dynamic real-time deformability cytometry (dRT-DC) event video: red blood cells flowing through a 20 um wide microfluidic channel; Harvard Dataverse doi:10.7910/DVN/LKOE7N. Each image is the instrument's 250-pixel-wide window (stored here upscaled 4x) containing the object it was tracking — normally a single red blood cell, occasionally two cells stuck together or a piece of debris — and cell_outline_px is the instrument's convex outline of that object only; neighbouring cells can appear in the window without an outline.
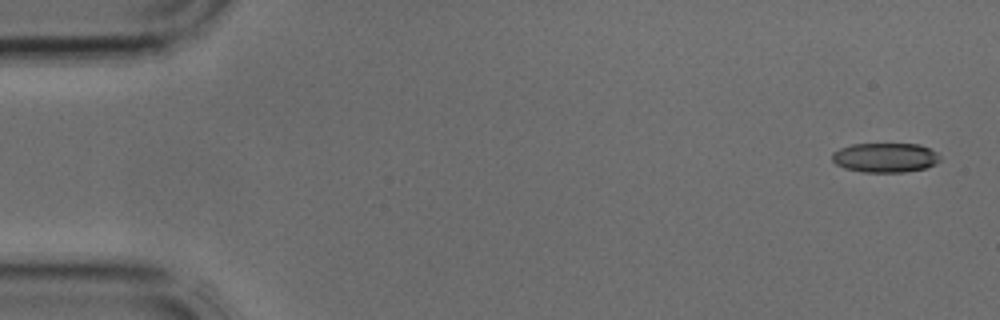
{"species": "common noctule bat (a hibernating species)", "species_latin": "Nyctalus noctula", "temperature_condition": "cold", "stored_images_in_passage": 4, "camera_frame_rate_fps": 3000, "um_per_image_px": 0.085, "animal": {"sex": "male", "body_mass_g": 17.9, "forearm_length_mm": 54.2}, "frame": {"image": 1, "passage_image": 1, "time_ms": 0.0, "image_size_px": [1000, 320], "cell_outline_px": [[940, 160], [936, 164], [924, 168], [904, 172], [864, 172], [844, 168], [836, 164], [832, 160], [832, 152], [840, 148], [852, 144], [920, 144], [936, 152], [940, 156]], "centroid_in_image_um": [75.23, 13.39], "position_along_channel_um": 9.8, "area_um2": 18.55}}
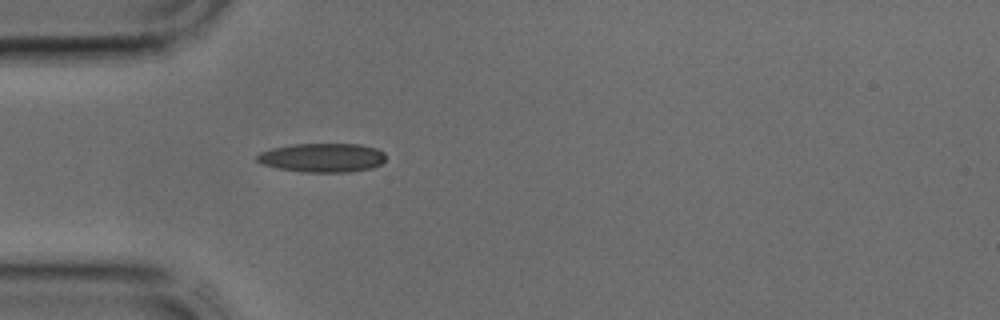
{"frame": {"image": 2, "passage_image": 4, "time_ms": 1.0, "image_size_px": [1000, 320], "cell_outline_px": [[384, 160], [380, 164], [372, 168], [348, 172], [300, 172], [260, 164], [256, 160], [256, 156], [260, 152], [272, 148], [292, 144], [360, 144], [376, 148], [384, 152]], "centroid_in_image_um": [27.37, 13.4], "position_along_channel_um": 57.6, "area_um2": 21.79}}